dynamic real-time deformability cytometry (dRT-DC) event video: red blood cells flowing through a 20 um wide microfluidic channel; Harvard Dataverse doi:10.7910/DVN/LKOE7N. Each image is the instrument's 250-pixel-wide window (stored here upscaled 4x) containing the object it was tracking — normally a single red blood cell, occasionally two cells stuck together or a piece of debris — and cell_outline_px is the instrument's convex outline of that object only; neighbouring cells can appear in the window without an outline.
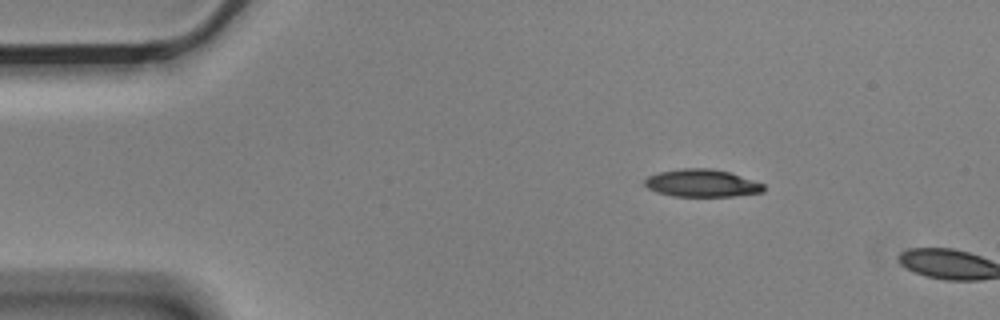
{"species": "Egyptian fruit bat (a non-hibernating species)", "species_latin": "Rousettus aegyptiacus", "temperature_condition": "cold", "stored_images_in_passage": 3, "camera_frame_rate_fps": 3000, "um_per_image_px": 0.085, "animal": {"sex": "male"}, "frame": {"image": 1, "passage_image": 2, "time_ms": 0.333, "image_size_px": [1000, 320], "cell_outline_px": [[764, 192], [732, 196], [672, 196], [656, 192], [648, 188], [644, 184], [644, 180], [648, 176], [660, 172], [680, 168], [712, 168], [728, 172], [764, 184]], "centroid_in_image_um": [59.63, 15.57], "position_along_channel_um": 25.4, "area_um2": 19.02}}